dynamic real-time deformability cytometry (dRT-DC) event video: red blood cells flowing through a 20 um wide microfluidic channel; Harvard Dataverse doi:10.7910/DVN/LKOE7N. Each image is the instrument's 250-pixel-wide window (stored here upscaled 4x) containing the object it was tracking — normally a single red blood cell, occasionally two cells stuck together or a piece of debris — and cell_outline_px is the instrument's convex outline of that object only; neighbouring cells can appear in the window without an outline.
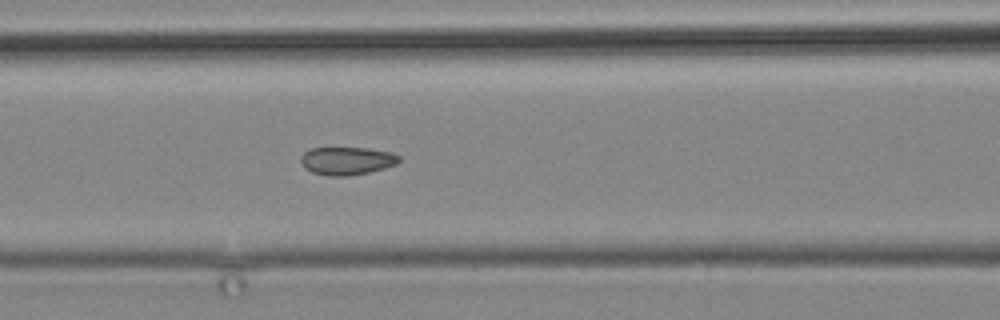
{"species": "common noctule bat (a hibernating species)", "species_latin": "Nyctalus noctula", "temperature_condition": "cold", "stored_images_in_passage": 14, "camera_frame_rate_fps": 3000, "um_per_image_px": 0.085, "animal": {"sex": "male", "body_mass_g": 19.2, "forearm_length_mm": 51.8}, "frame": {"image": 1, "passage_image": 14, "time_ms": 16.0, "image_size_px": [1000, 320], "cell_outline_px": [[400, 160], [396, 164], [384, 168], [368, 172], [348, 176], [328, 176], [312, 172], [304, 168], [300, 160], [300, 156], [308, 148], [368, 148], [392, 152], [400, 156]], "centroid_in_image_um": [29.46, 13.66], "position_along_channel_um": 137.1, "area_um2": 16.13}}